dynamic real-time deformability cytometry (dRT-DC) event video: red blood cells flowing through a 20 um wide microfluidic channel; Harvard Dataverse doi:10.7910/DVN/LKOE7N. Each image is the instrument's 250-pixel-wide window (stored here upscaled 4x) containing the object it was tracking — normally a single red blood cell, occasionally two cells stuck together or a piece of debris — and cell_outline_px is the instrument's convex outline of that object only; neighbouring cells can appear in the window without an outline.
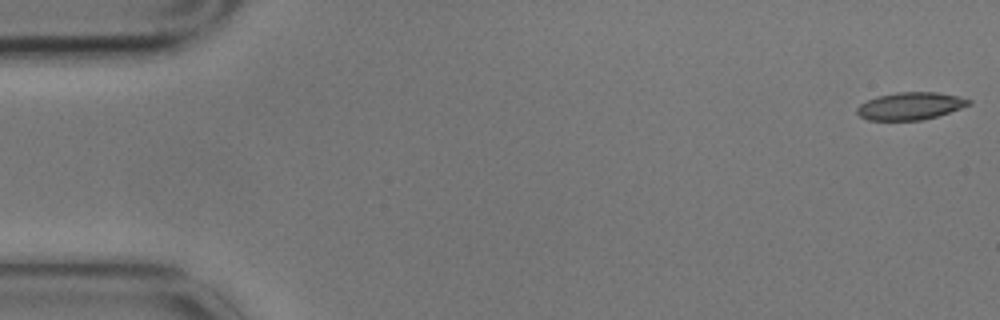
{"species": "common noctule bat (a hibernating species)", "species_latin": "Nyctalus noctula", "temperature_condition": "cold", "stored_images_in_passage": 6, "camera_frame_rate_fps": 3000, "um_per_image_px": 0.085, "animal": {"sex": "male", "body_mass_g": 17.9}, "frame": {"image": 1, "passage_image": 1, "time_ms": 0.0, "image_size_px": [1000, 320], "cell_outline_px": [[972, 104], [936, 116], [920, 120], [868, 120], [860, 116], [856, 112], [856, 108], [860, 104], [876, 96], [896, 92], [936, 92], [956, 96], [972, 100]], "centroid_in_image_um": [77.35, 9.0], "position_along_channel_um": 7.7, "area_um2": 17.74}}
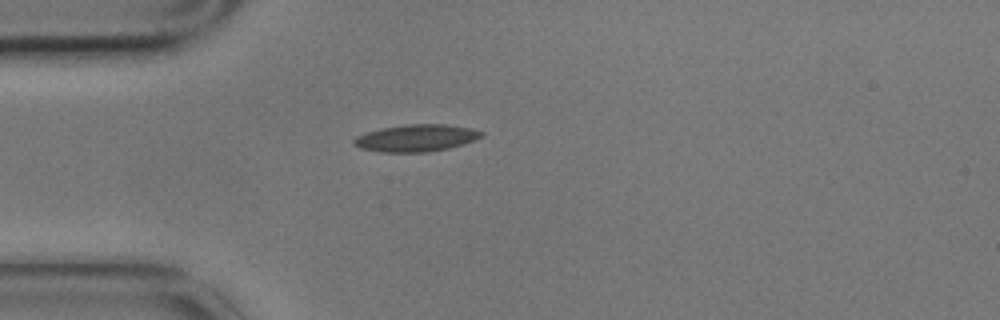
{"frame": {"image": 2, "passage_image": 5, "time_ms": 1.333, "image_size_px": [1000, 320], "cell_outline_px": [[484, 136], [464, 144], [448, 148], [428, 152], [380, 152], [360, 148], [352, 144], [352, 140], [356, 136], [380, 128], [408, 124], [444, 124], [472, 128], [484, 132]], "centroid_in_image_um": [35.38, 11.73], "position_along_channel_um": 49.6, "area_um2": 20.23}}